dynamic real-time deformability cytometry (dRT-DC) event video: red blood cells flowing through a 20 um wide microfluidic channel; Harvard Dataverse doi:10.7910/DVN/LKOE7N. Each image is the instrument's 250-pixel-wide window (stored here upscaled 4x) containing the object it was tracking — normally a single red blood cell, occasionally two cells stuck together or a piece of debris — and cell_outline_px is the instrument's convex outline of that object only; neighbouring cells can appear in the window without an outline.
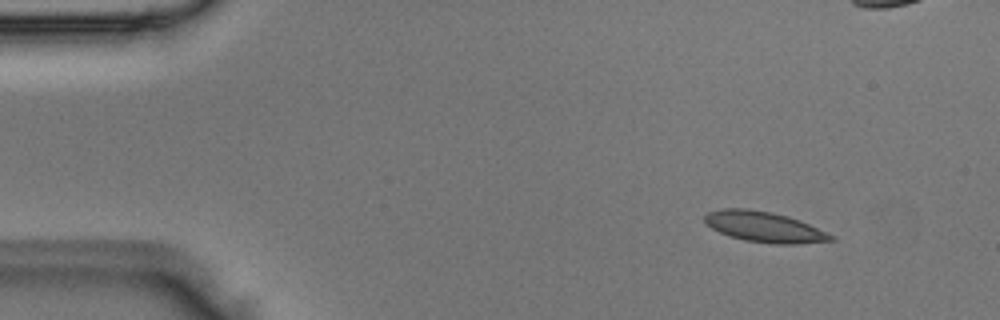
{"species": "Egyptian fruit bat (a non-hibernating species)", "species_latin": "Rousettus aegyptiacus", "temperature_condition": "room temperature", "stored_images_in_passage": 7, "camera_frame_rate_fps": 3000, "um_per_image_px": 0.085, "animal": {"sex": "male"}, "frame": {"image": 1, "passage_image": 2, "time_ms": 0.333, "image_size_px": [1000, 320], "cell_outline_px": [[836, 240], [796, 244], [776, 244], [744, 240], [720, 232], [712, 228], [704, 220], [704, 216], [708, 212], [724, 208], [748, 208], [772, 212], [788, 216], [800, 220], [836, 236]], "centroid_in_image_um": [65.01, 19.28], "position_along_channel_um": 20.0, "area_um2": 22.43}}
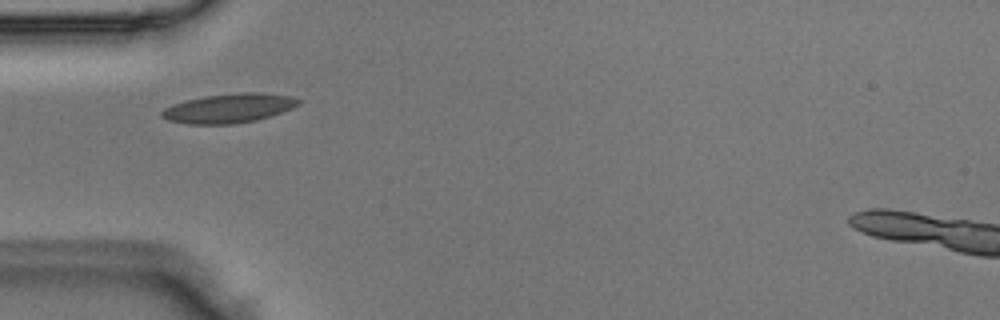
{"frame": {"image": 2, "passage_image": 5, "time_ms": 1.333, "image_size_px": [1000, 320], "cell_outline_px": [[300, 104], [292, 108], [256, 120], [232, 124], [188, 124], [168, 120], [160, 116], [160, 112], [164, 108], [172, 104], [204, 96], [244, 92], [260, 92], [292, 96], [300, 100]], "centroid_in_image_um": [19.44, 9.19], "position_along_channel_um": 65.6, "area_um2": 23.18}}
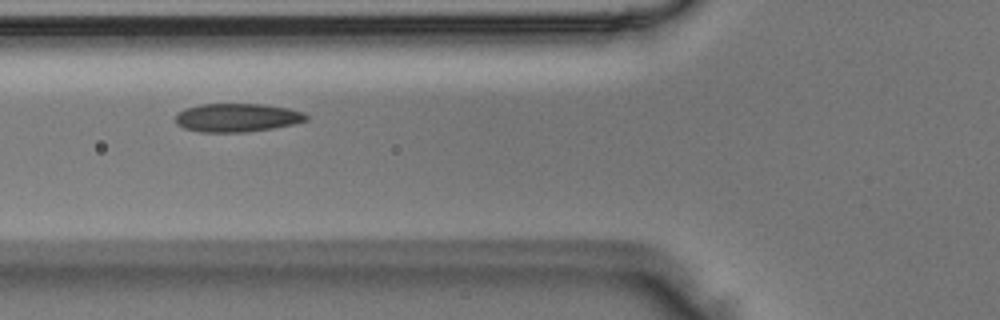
{"frame": {"image": 3, "passage_image": 6, "time_ms": 1.667, "image_size_px": [1000, 320], "cell_outline_px": [[308, 120], [292, 124], [272, 128], [244, 132], [200, 132], [184, 128], [176, 124], [176, 116], [184, 108], [200, 104], [264, 104], [288, 108], [304, 112], [308, 116]], "centroid_in_image_um": [20.15, 9.99], "position_along_channel_um": 105.6, "area_um2": 21.68}}